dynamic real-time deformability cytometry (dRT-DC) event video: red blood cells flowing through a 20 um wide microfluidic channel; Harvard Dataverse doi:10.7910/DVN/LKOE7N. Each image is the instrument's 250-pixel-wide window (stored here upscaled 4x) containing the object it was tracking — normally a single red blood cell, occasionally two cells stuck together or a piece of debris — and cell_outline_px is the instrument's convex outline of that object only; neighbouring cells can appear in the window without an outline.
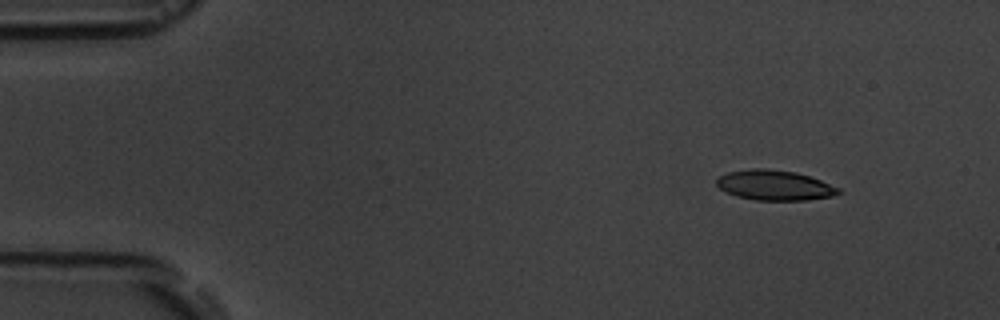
{"species": "common noctule bat (a hibernating species)", "species_latin": "Nyctalus noctula", "temperature_condition": "room temperature", "stored_images_in_passage": 4, "camera_frame_rate_fps": 3000, "um_per_image_px": 0.085, "animal": {"sex": "male", "body_mass_g": 19.5, "forearm_length_mm": 54.6}, "frame": {"image": 1, "passage_image": 1, "time_ms": 0.0, "image_size_px": [1000, 320], "cell_outline_px": [[844, 192], [832, 196], [808, 200], [756, 200], [736, 196], [720, 188], [716, 184], [716, 180], [720, 176], [728, 172], [752, 168], [768, 168], [796, 172], [820, 180], [840, 188]], "centroid_in_image_um": [65.87, 15.74], "position_along_channel_um": 19.1, "area_um2": 21.39}}
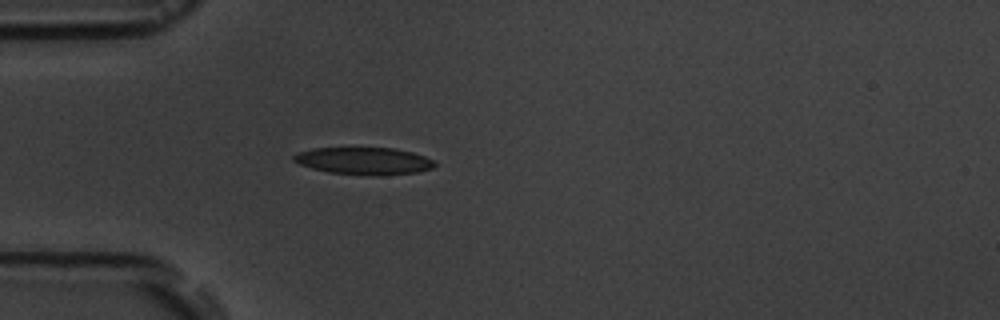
{"frame": {"image": 2, "passage_image": 4, "time_ms": 3.333, "image_size_px": [1000, 320], "cell_outline_px": [[436, 164], [432, 168], [416, 172], [380, 176], [328, 172], [312, 168], [300, 164], [292, 160], [292, 156], [296, 152], [312, 148], [396, 148], [412, 152], [424, 156], [432, 160]], "centroid_in_image_um": [30.9, 13.67], "position_along_channel_um": 54.1, "area_um2": 22.37}}